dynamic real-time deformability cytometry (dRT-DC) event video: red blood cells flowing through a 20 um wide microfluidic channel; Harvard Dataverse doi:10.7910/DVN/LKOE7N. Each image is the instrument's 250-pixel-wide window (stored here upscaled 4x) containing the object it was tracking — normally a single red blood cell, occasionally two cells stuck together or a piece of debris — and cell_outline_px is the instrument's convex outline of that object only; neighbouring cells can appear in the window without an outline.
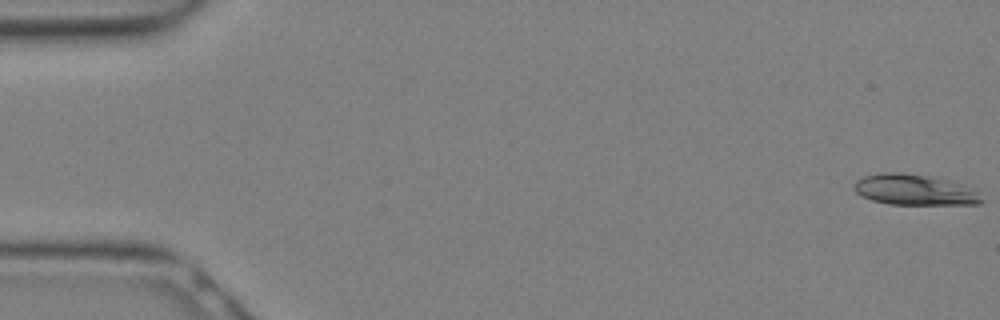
{"species": "Egyptian fruit bat (a non-hibernating species)", "species_latin": "Rousettus aegyptiacus", "temperature_condition": "warm", "stored_images_in_passage": 13, "camera_frame_rate_fps": 3000, "um_per_image_px": 0.085, "animal": {"sex": "female"}, "frame": {"image": 1, "passage_image": 1, "time_ms": 0.0, "image_size_px": [1000, 320], "cell_outline_px": [[984, 200], [980, 204], [888, 204], [872, 200], [856, 192], [852, 188], [856, 180], [864, 176], [880, 172], [896, 172], [924, 176], [944, 180], [956, 184], [976, 192]], "centroid_in_image_um": [77.63, 16.14], "position_along_channel_um": 7.4, "area_um2": 22.14}}
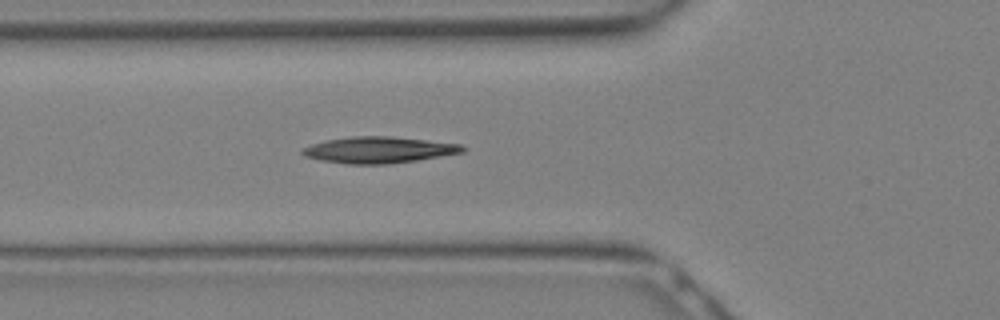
{"frame": {"image": 2, "passage_image": 11, "time_ms": 3.333, "image_size_px": [1000, 320], "cell_outline_px": [[468, 148], [464, 152], [416, 160], [388, 164], [348, 164], [320, 160], [304, 156], [300, 152], [304, 148], [312, 144], [324, 140], [352, 136], [392, 136], [460, 144]], "centroid_in_image_um": [32.19, 12.74], "position_along_channel_um": 93.6, "area_um2": 24.57}}
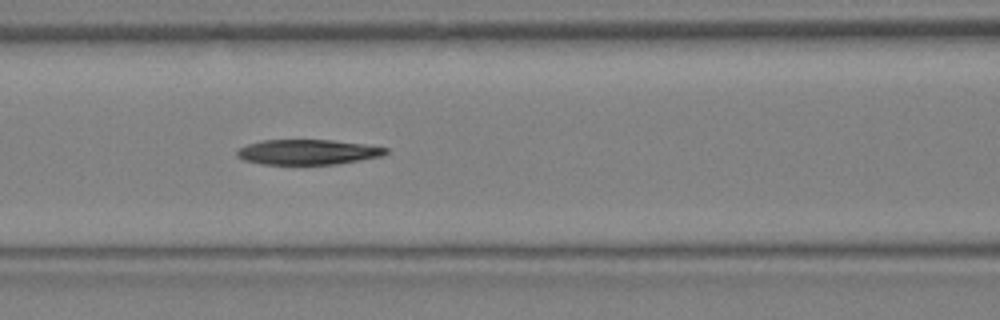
{"frame": {"image": 3, "passage_image": 13, "time_ms": 4.0, "image_size_px": [1000, 320], "cell_outline_px": [[388, 152], [384, 156], [336, 164], [264, 164], [244, 160], [236, 156], [236, 152], [240, 148], [248, 144], [264, 140], [332, 140], [364, 144], [388, 148]], "centroid_in_image_um": [26.19, 12.92], "position_along_channel_um": 140.4, "area_um2": 21.68}}